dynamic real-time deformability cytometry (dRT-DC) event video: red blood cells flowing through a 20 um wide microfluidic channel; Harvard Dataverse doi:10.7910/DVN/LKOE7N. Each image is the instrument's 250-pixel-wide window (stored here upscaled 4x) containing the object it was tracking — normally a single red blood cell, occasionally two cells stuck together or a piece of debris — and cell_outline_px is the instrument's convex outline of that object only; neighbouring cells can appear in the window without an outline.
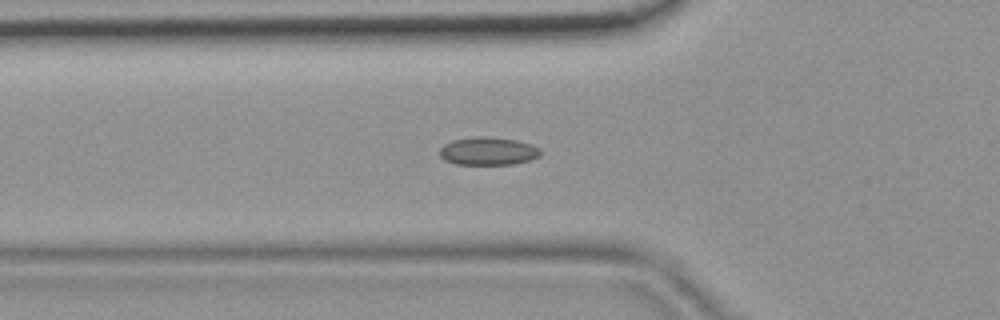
{"species": "common noctule bat (a hibernating species)", "species_latin": "Nyctalus noctula", "temperature_condition": "room temperature", "stored_images_in_passage": 47, "camera_frame_rate_fps": 3000, "um_per_image_px": 0.085, "animal": {"sex": "female", "body_mass_g": 19.9}, "frame": {"image": 1, "passage_image": 16, "time_ms": 5.0, "image_size_px": [1000, 320], "cell_outline_px": [[540, 156], [528, 160], [512, 164], [456, 164], [444, 160], [440, 156], [440, 148], [444, 144], [452, 140], [472, 136], [488, 136], [516, 140], [532, 144], [540, 148]], "centroid_in_image_um": [41.47, 12.83], "position_along_channel_um": 84.3, "area_um2": 16.53}}
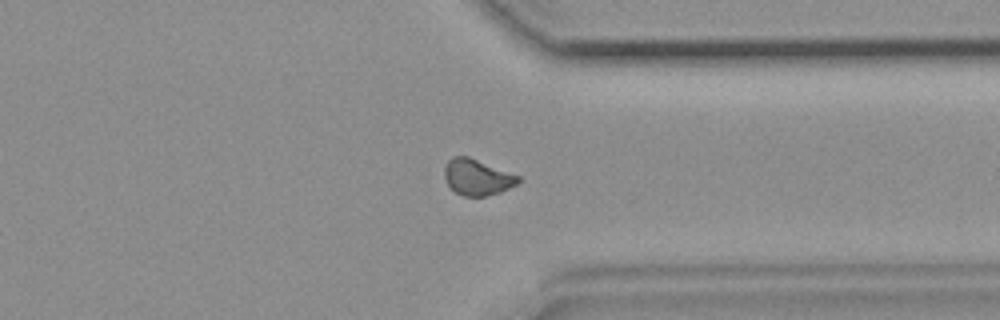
{"frame": {"image": 2, "passage_image": 36, "time_ms": 11.667, "image_size_px": [1000, 320], "cell_outline_px": [[520, 180], [516, 184], [500, 192], [484, 196], [464, 196], [456, 192], [448, 184], [444, 176], [444, 168], [448, 160], [452, 156], [468, 156], [520, 176]], "centroid_in_image_um": [40.55, 15.05], "position_along_channel_um": 370.9, "area_um2": 15.32}}
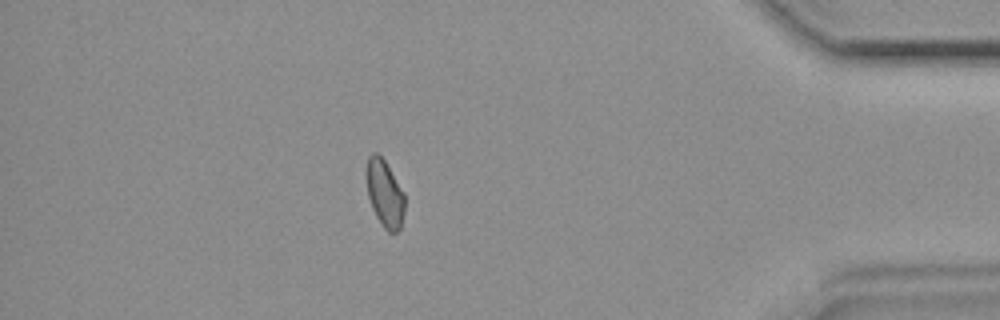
{"frame": {"image": 3, "passage_image": 41, "time_ms": 13.333, "image_size_px": [1000, 320], "cell_outline_px": [[404, 212], [400, 228], [396, 232], [388, 232], [384, 228], [376, 216], [372, 208], [368, 196], [364, 172], [368, 156], [372, 152], [376, 152], [384, 160], [404, 192]], "centroid_in_image_um": [32.66, 16.42], "position_along_channel_um": 402.5, "area_um2": 15.14}}